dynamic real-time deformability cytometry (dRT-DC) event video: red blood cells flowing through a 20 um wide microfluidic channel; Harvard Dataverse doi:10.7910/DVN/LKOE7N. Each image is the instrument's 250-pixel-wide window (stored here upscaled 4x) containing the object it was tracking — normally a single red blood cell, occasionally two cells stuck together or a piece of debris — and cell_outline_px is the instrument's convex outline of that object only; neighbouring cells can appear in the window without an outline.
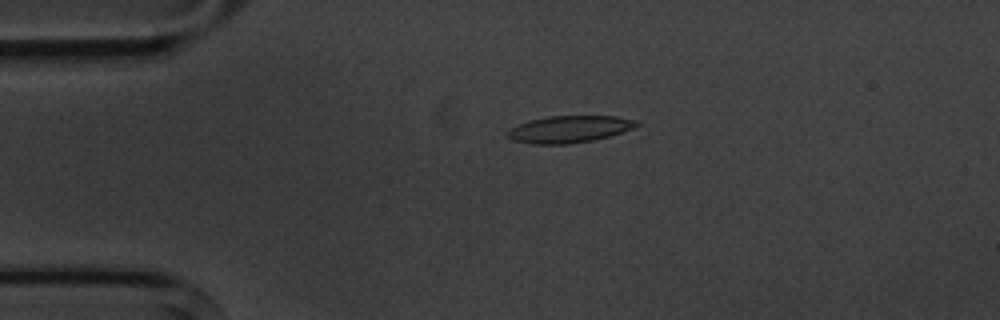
{"species": "common noctule bat (a hibernating species)", "species_latin": "Nyctalus noctula", "temperature_condition": "cold", "stored_images_in_passage": 5, "camera_frame_rate_fps": 3000, "um_per_image_px": 0.085, "animal": {"sex": "male", "body_mass_g": 20.1, "forearm_length_mm": 53.5}, "frame": {"image": 1, "passage_image": 4, "time_ms": 3.667, "image_size_px": [1000, 320], "cell_outline_px": [[640, 124], [632, 128], [608, 136], [592, 140], [568, 144], [532, 144], [512, 140], [508, 136], [508, 132], [512, 128], [520, 124], [532, 120], [548, 116], [616, 116], [636, 120]], "centroid_in_image_um": [48.4, 10.98], "position_along_channel_um": 36.6, "area_um2": 19.88}}